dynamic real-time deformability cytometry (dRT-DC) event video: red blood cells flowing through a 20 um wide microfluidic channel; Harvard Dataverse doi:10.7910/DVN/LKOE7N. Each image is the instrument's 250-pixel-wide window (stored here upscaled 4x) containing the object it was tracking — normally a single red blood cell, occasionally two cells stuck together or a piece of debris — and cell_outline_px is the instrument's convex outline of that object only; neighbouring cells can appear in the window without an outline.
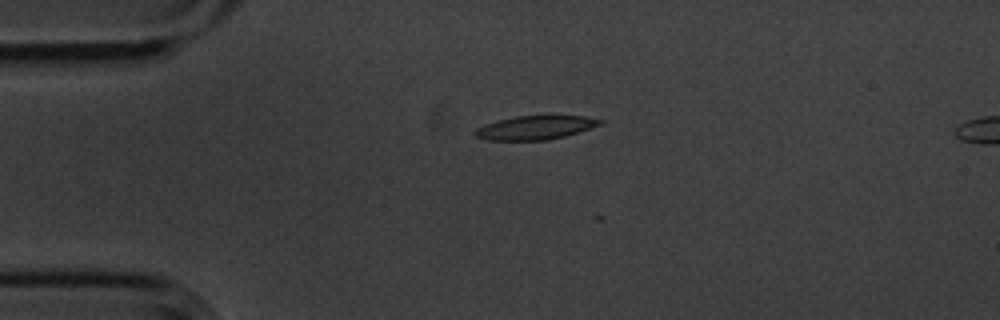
{"species": "common noctule bat (a hibernating species)", "species_latin": "Nyctalus noctula", "temperature_condition": "cold", "stored_images_in_passage": 5, "camera_frame_rate_fps": 3000, "um_per_image_px": 0.085, "animal": {"sex": "male", "body_mass_g": 20.1, "forearm_length_mm": 53.5}, "frame": {"image": 1, "passage_image": 4, "time_ms": 1.0, "image_size_px": [1000, 320], "cell_outline_px": [[608, 120], [604, 124], [564, 136], [548, 140], [488, 140], [476, 136], [472, 132], [476, 128], [496, 120], [516, 116], [584, 116]], "centroid_in_image_um": [45.54, 10.84], "position_along_channel_um": 39.5, "area_um2": 17.4}}